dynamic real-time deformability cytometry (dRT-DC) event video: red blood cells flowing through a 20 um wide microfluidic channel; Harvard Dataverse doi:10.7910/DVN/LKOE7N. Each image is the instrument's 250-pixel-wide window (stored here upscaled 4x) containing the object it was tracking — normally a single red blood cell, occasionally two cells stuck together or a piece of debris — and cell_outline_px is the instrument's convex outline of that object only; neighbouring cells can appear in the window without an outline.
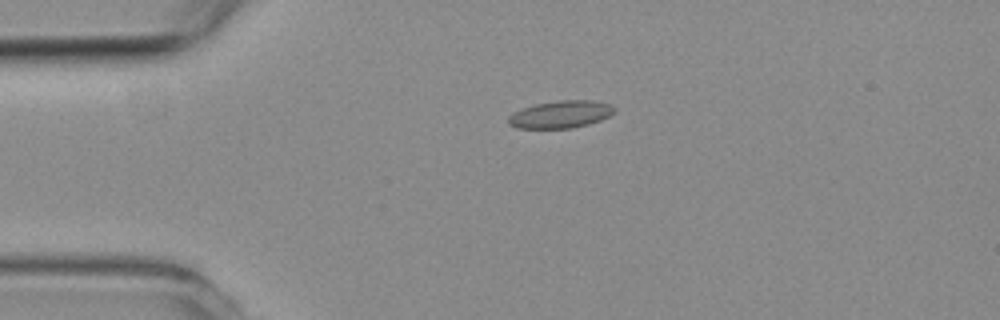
{"species": "common noctule bat (a hibernating species)", "species_latin": "Nyctalus noctula", "temperature_condition": "room temperature", "stored_images_in_passage": 2, "camera_frame_rate_fps": 3000, "um_per_image_px": 0.085, "animal": {"sex": "female", "body_mass_g": 19.3, "forearm_length_mm": 54.1}, "frame": {"image": 1, "passage_image": 1, "time_ms": 0.0, "image_size_px": [1000, 320], "cell_outline_px": [[616, 112], [600, 120], [588, 124], [572, 128], [520, 128], [508, 124], [508, 116], [512, 112], [536, 104], [556, 100], [592, 100], [608, 104], [616, 108]], "centroid_in_image_um": [47.65, 9.72], "position_along_channel_um": 37.3, "area_um2": 16.88}}